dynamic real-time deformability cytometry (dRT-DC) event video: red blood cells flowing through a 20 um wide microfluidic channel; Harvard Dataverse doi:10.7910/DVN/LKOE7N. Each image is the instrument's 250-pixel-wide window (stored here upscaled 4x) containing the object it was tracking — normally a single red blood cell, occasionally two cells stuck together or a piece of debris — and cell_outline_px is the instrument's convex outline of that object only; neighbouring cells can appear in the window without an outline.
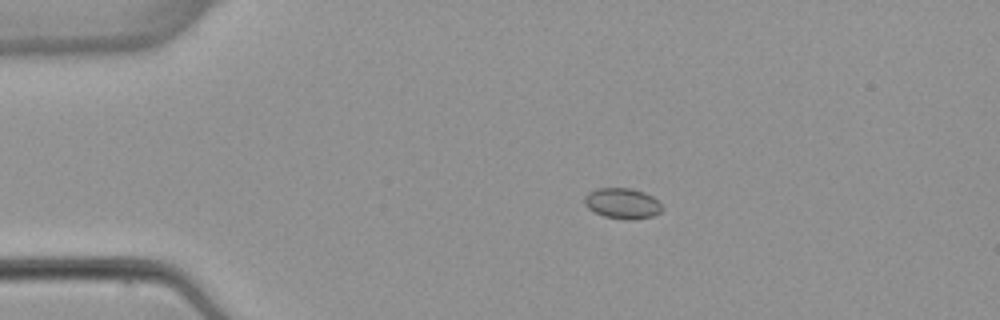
{"species": "common noctule bat (a hibernating species)", "species_latin": "Nyctalus noctula", "temperature_condition": "warm", "stored_images_in_passage": 4, "camera_frame_rate_fps": 3000, "um_per_image_px": 0.085, "animal": {"sex": "female", "body_mass_g": 22.7, "forearm_length_mm": 54.2}, "frame": {"image": 1, "passage_image": 3, "time_ms": 2.333, "image_size_px": [1000, 320], "cell_outline_px": [[664, 208], [660, 212], [652, 216], [632, 220], [624, 220], [604, 216], [588, 208], [584, 204], [584, 196], [588, 192], [596, 188], [632, 188], [644, 192], [652, 196]], "centroid_in_image_um": [52.89, 17.28], "position_along_channel_um": 32.1, "area_um2": 13.93}}